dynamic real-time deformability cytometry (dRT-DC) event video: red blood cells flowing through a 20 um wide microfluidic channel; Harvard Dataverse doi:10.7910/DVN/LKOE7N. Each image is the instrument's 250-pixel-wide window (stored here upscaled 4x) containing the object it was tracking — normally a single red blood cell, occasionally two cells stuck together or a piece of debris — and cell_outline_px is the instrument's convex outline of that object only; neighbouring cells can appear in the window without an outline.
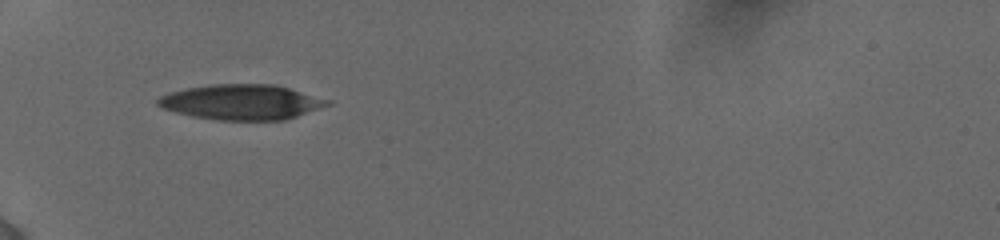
{"species": "human", "species_latin": "Homo sapiens", "temperature_condition": "cold", "stored_images_in_passage": 25, "camera_frame_rate_fps": 3000, "um_per_image_px": 0.085, "donor": {"sex": "female"}, "frame": {"image": 1, "passage_image": 1, "time_ms": 0.0, "image_size_px": [1000, 240], "cell_outline_px": [[332, 104], [284, 120], [216, 120], [192, 116], [176, 112], [164, 108], [156, 104], [156, 100], [160, 96], [168, 92], [208, 84], [276, 84], [332, 100]], "centroid_in_image_um": [20.54, 8.67], "position_along_channel_um": 64.5, "area_um2": 34.91}}
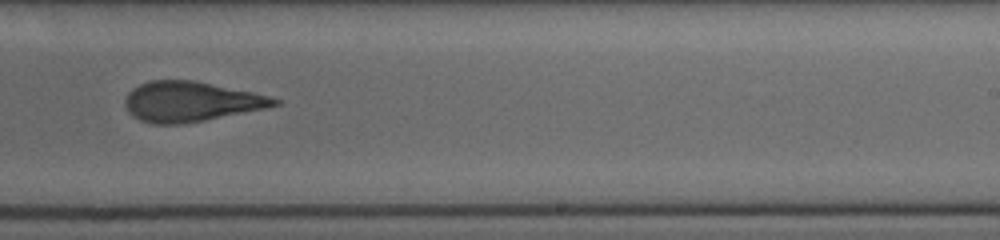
{"frame": {"image": 2, "passage_image": 14, "time_ms": 5.667, "image_size_px": [1000, 240], "cell_outline_px": [[280, 104], [264, 108], [204, 120], [180, 124], [152, 124], [140, 120], [128, 112], [124, 104], [124, 100], [128, 92], [132, 88], [148, 80], [192, 80], [252, 92], [280, 100]], "centroid_in_image_um": [16.14, 8.63], "position_along_channel_um": 272.9, "area_um2": 34.45}}
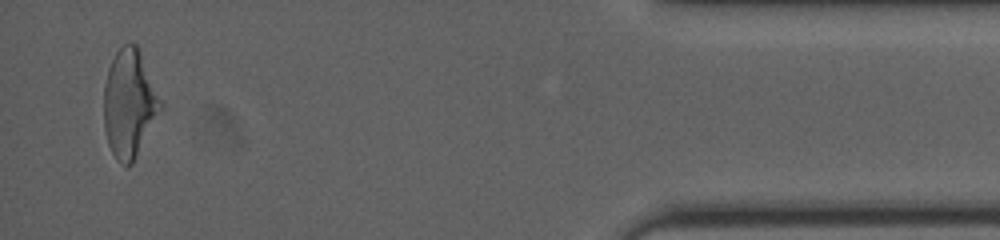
{"frame": {"image": 3, "passage_image": 25, "time_ms": 11.0, "image_size_px": [1000, 240], "cell_outline_px": [[164, 108], [132, 164], [128, 168], [116, 160], [108, 144], [104, 128], [104, 84], [108, 68], [116, 52], [124, 44], [136, 44], [140, 52], [164, 104]], "centroid_in_image_um": [11.01, 8.85], "position_along_channel_um": 424.2, "area_um2": 36.01}, "authors_computed_cell_mechanics": {"area_um2": 35.4314, "velocity_mm_per_s": 3.8969, "shape_relaxation_time_tau1_ms": 6.3402, "shape_relaxation_time_tau2_ms": 2.3807, "deformation_change_tau1": 0.2122, "deformation_change_tau2": 0.1296}}